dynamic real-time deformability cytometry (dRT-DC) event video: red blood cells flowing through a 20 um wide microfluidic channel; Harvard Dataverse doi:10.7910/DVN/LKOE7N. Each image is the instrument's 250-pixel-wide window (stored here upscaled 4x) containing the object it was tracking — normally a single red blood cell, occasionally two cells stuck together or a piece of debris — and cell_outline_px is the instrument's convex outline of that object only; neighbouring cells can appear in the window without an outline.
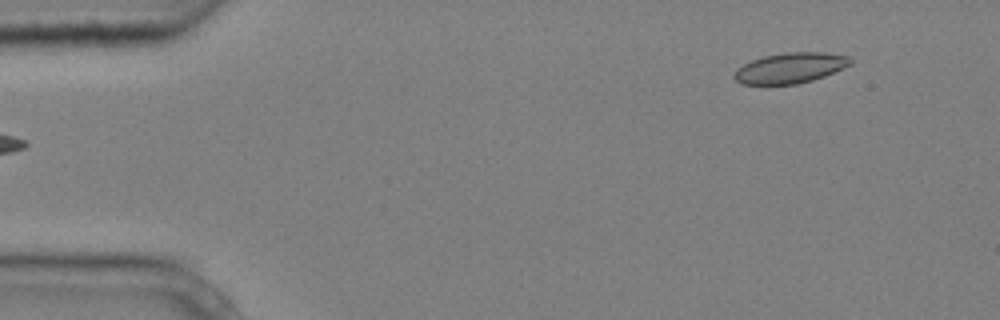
{"species": "common noctule bat (a hibernating species)", "species_latin": "Nyctalus noctula", "temperature_condition": "cold", "stored_images_in_passage": 5, "segment_of_instrument_passage": [2, 2], "camera_frame_rate_fps": 3000, "um_per_image_px": 0.085, "animal": {"sex": "male", "body_mass_g": 20.4}, "frame": {"image": 1, "passage_image": 5, "time_ms": 1.333, "image_size_px": [1000, 320], "cell_outline_px": [[852, 64], [824, 76], [812, 80], [796, 84], [740, 84], [732, 76], [736, 68], [752, 60], [764, 56], [788, 52], [824, 52], [852, 56]], "centroid_in_image_um": [67.18, 5.77], "position_along_channel_um": 17.8, "area_um2": 20.69}}